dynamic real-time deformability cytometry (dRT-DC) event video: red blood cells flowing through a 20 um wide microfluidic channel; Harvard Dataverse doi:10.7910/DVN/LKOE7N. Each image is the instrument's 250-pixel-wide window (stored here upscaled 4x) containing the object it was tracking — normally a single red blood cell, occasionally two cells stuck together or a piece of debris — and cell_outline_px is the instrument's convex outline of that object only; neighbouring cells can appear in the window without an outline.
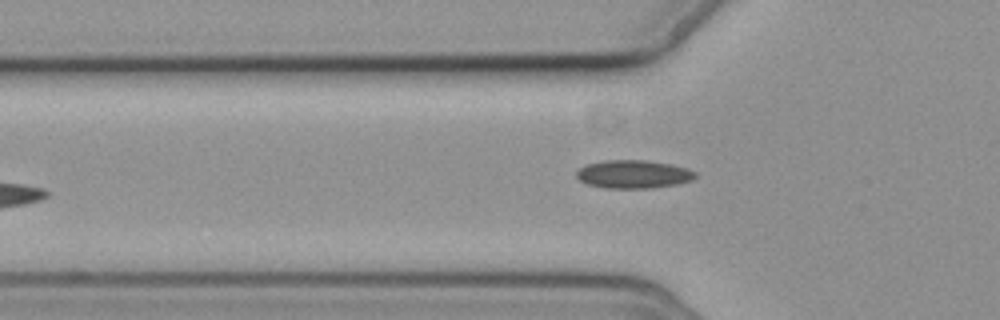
{"species": "common noctule bat (a hibernating species)", "species_latin": "Nyctalus noctula", "temperature_condition": "cold", "stored_images_in_passage": 4, "camera_frame_rate_fps": 3000, "um_per_image_px": 0.085, "animal": {"sex": "female", "body_mass_g": 19.3, "forearm_length_mm": 54.1}, "frame": {"image": 1, "passage_image": 4, "time_ms": 3.667, "image_size_px": [1000, 320], "cell_outline_px": [[696, 176], [692, 180], [676, 184], [648, 188], [604, 188], [588, 184], [580, 180], [576, 176], [576, 172], [580, 168], [588, 164], [604, 160], [644, 160], [668, 164], [688, 168], [696, 172]], "centroid_in_image_um": [53.83, 14.81], "position_along_channel_um": 72.0, "area_um2": 19.36}}